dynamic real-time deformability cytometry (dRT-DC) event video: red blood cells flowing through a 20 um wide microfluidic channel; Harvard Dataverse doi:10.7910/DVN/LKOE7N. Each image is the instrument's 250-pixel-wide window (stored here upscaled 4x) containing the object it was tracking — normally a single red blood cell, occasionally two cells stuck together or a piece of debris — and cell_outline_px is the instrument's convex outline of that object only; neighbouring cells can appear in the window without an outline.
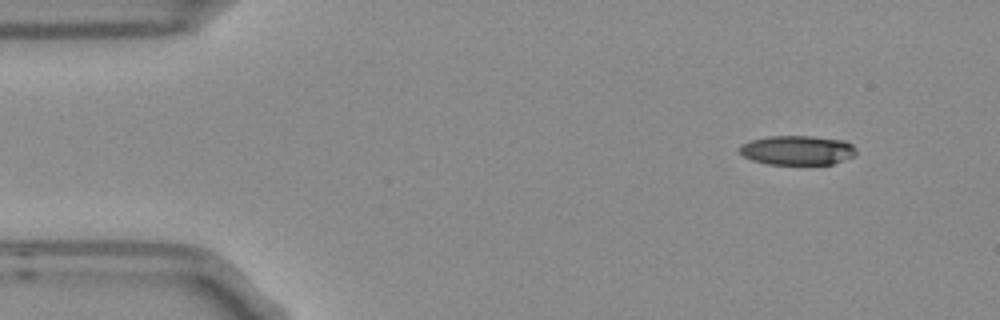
{"species": "Egyptian fruit bat (a non-hibernating species)", "species_latin": "Rousettus aegyptiacus", "temperature_condition": "room temperature", "stored_images_in_passage": 4, "camera_frame_rate_fps": 3000, "um_per_image_px": 0.085, "frame": {"image": 1, "passage_image": 1, "time_ms": 0.0, "image_size_px": [1000, 320], "cell_outline_px": [[856, 152], [852, 156], [832, 164], [768, 164], [752, 160], [744, 156], [740, 152], [740, 148], [744, 144], [752, 140], [768, 136], [812, 136], [844, 140], [852, 144], [856, 148]], "centroid_in_image_um": [67.8, 12.76], "position_along_channel_um": 17.2, "area_um2": 19.77}}